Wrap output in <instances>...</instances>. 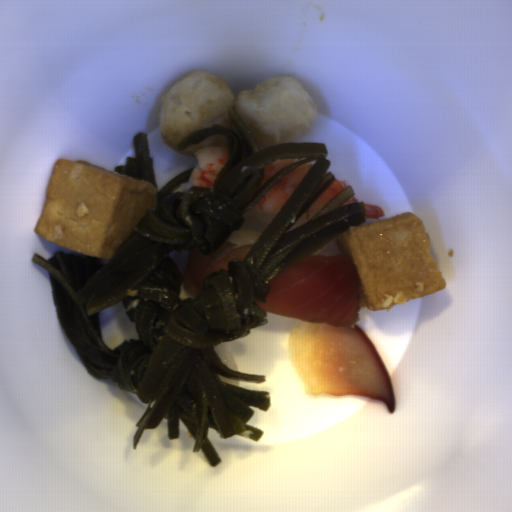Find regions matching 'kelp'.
Wrapping results in <instances>:
<instances>
[{
  "mask_svg": "<svg viewBox=\"0 0 512 512\" xmlns=\"http://www.w3.org/2000/svg\"><path fill=\"white\" fill-rule=\"evenodd\" d=\"M228 117L234 129L214 124L170 148L180 154L210 136L226 135L228 160L210 188L192 186L174 192L189 182L195 166L170 180L155 194V210L143 214L108 263L61 250L49 260L35 252L32 258L49 272L61 327L85 370L98 380H112L148 404L135 424L134 450L144 430L159 427L163 418L169 440L179 438L181 419L195 441L192 453L201 449L211 467L222 459L208 437L209 428L221 438L239 436L257 442L265 433L246 424L255 412L251 406L267 412L272 404L270 393L221 381L219 375L264 384L266 376L229 369L216 346L267 325L266 312L256 304L266 303L271 287L267 283L335 241L347 228L363 226L367 217L362 201L342 206L356 195L350 185L308 222L289 231L336 179L331 171L326 173L332 162L325 143L291 141L260 151L255 136L233 109ZM282 158L306 159L281 169L243 208L264 167ZM314 160L244 260L231 261L228 270L209 274L195 298L180 297L184 276L169 254L192 248L213 253L240 229L243 216L270 186ZM122 300L139 340L126 339L112 350L102 343L98 312Z\"/></svg>",
  "mask_w": 512,
  "mask_h": 512,
  "instance_id": "obj_1",
  "label": "kelp"
},
{
  "mask_svg": "<svg viewBox=\"0 0 512 512\" xmlns=\"http://www.w3.org/2000/svg\"><path fill=\"white\" fill-rule=\"evenodd\" d=\"M126 163L113 169L120 174L157 187L154 161L151 159L150 147L146 133H138L133 139V157L127 156Z\"/></svg>",
  "mask_w": 512,
  "mask_h": 512,
  "instance_id": "obj_2",
  "label": "kelp"
}]
</instances>
